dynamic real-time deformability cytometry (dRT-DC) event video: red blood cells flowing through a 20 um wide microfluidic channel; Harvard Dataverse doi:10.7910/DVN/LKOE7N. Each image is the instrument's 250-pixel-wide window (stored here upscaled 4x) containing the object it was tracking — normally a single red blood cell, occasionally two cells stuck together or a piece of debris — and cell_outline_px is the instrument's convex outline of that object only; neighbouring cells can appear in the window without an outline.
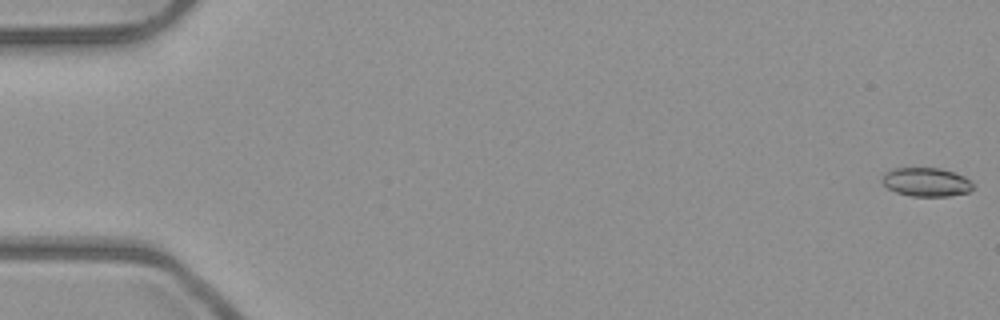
{"species": "common noctule bat (a hibernating species)", "species_latin": "Nyctalus noctula", "temperature_condition": "room temperature", "stored_images_in_passage": 53, "camera_frame_rate_fps": 3000, "um_per_image_px": 0.085, "animal": {"sex": "male", "body_mass_g": 23.1, "forearm_length_mm": 52.7}, "frame": {"image": 1, "passage_image": 1, "time_ms": 0.0, "image_size_px": [1000, 320], "cell_outline_px": [[972, 188], [968, 192], [948, 196], [912, 196], [896, 192], [888, 188], [880, 180], [884, 172], [896, 168], [940, 168], [964, 176], [972, 180]], "centroid_in_image_um": [78.71, 15.47], "position_along_channel_um": 6.3, "area_um2": 15.2}}
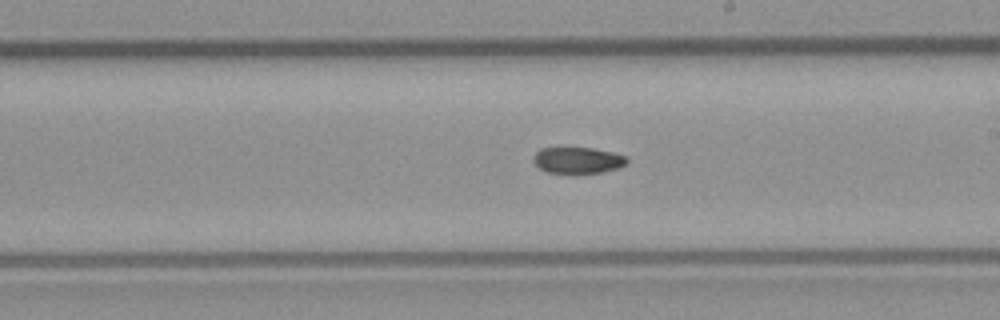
{"frame": {"image": 2, "passage_image": 31, "time_ms": 10.0, "image_size_px": [1000, 320], "cell_outline_px": [[628, 164], [620, 168], [600, 172], [572, 176], [544, 172], [532, 160], [532, 156], [540, 148], [592, 148], [612, 152], [628, 156]], "centroid_in_image_um": [49.11, 13.67], "position_along_channel_um": 239.9, "area_um2": 15.09}}
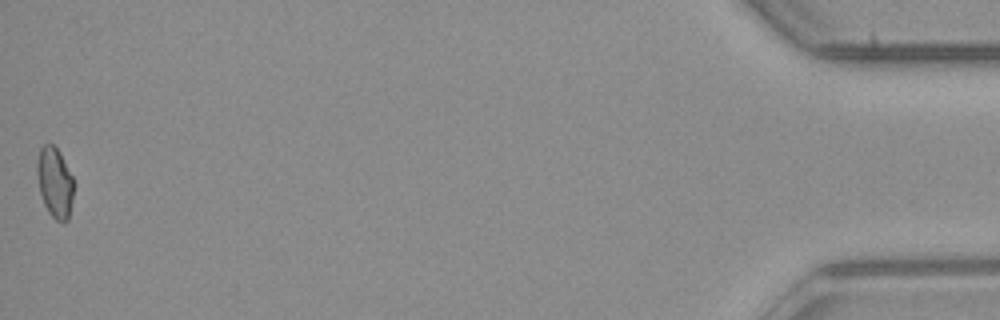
{"frame": {"image": 3, "passage_image": 53, "time_ms": 17.333, "image_size_px": [1000, 320], "cell_outline_px": [[76, 184], [68, 220], [64, 224], [56, 220], [48, 212], [44, 204], [40, 192], [36, 172], [36, 164], [40, 148], [44, 144], [52, 144], [60, 152]], "centroid_in_image_um": [4.68, 15.53], "position_along_channel_um": 430.5, "area_um2": 15.37}, "authors_computed_cell_mechanics": {"area_um2": 15.3748, "velocity_mm_per_s": 3.9805, "shape_relaxation_time_tau1_ms": null, "shape_relaxation_time_tau2_ms": 5.7707, "deformation_change_tau1": null, "deformation_change_tau2": 0.0888}}